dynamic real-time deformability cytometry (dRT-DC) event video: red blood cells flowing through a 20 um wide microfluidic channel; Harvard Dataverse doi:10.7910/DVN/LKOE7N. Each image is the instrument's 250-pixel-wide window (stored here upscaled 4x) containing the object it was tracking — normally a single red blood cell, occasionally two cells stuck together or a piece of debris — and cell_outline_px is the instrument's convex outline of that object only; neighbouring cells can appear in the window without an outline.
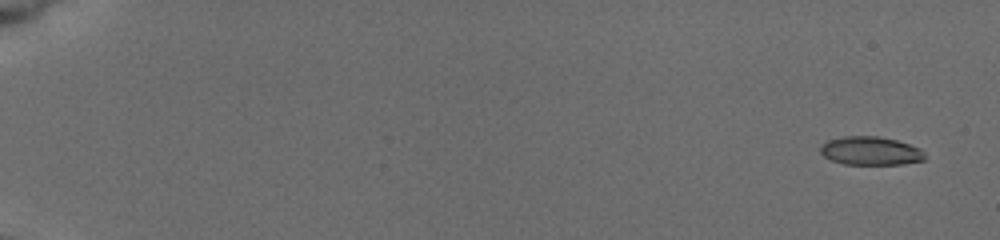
{"species": "common noctule bat (a hibernating species)", "species_latin": "Nyctalus noctula", "temperature_condition": "cold", "stored_images_in_passage": 8, "camera_frame_rate_fps": 3000, "um_per_image_px": 0.085, "animal": {"sex": "female", "body_mass_g": 19.5, "forearm_length_mm": 54.1}, "frame": {"image": 1, "passage_image": 1, "time_ms": 0.0, "image_size_px": [1000, 240], "cell_outline_px": [[924, 160], [904, 164], [844, 164], [832, 160], [824, 156], [820, 152], [820, 148], [828, 140], [844, 136], [880, 136], [896, 140], [920, 148], [924, 152]], "centroid_in_image_um": [74.01, 12.82], "position_along_channel_um": 11.0, "area_um2": 17.22}}
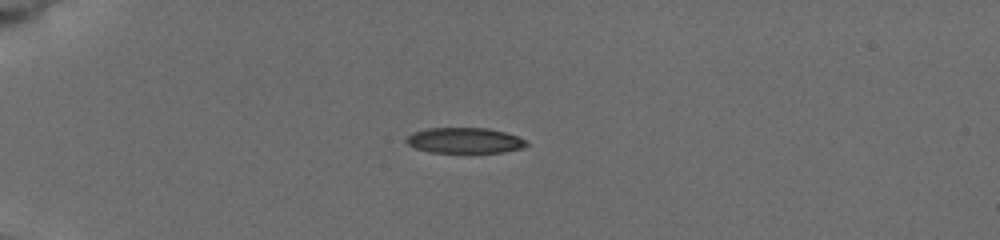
{"frame": {"image": 2, "passage_image": 6, "time_ms": 4.667, "image_size_px": [1000, 240], "cell_outline_px": [[528, 144], [520, 148], [504, 152], [428, 152], [416, 148], [408, 144], [404, 140], [412, 132], [428, 128], [488, 128], [504, 132], [516, 136], [524, 140]], "centroid_in_image_um": [39.44, 11.93], "position_along_channel_um": 45.6, "area_um2": 17.69}}